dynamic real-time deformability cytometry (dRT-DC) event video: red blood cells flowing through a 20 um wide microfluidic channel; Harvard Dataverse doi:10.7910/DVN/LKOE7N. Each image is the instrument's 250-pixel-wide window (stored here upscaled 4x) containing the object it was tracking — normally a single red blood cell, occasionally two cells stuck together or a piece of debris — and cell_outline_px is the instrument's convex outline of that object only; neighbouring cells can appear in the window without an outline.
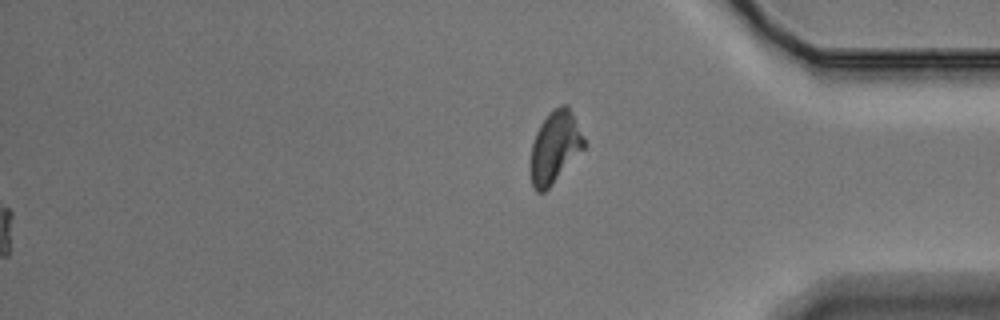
{"species": "Egyptian fruit bat (a non-hibernating species)", "species_latin": "Rousettus aegyptiacus", "temperature_condition": "warm", "stored_images_in_passage": 59, "segment_of_instrument_passage": [2, 2], "camera_frame_rate_fps": 3000, "um_per_image_px": 0.085, "animal": {"sex": "male"}, "frame": {"image": 1, "passage_image": 59, "time_ms": 19.333, "image_size_px": [1000, 320], "cell_outline_px": [[588, 144], [552, 184], [544, 192], [536, 192], [532, 188], [532, 144], [536, 132], [540, 124], [552, 108], [560, 104], [568, 104]], "centroid_in_image_um": [47.2, 12.46], "position_along_channel_um": 388.0, "area_um2": 22.31}}